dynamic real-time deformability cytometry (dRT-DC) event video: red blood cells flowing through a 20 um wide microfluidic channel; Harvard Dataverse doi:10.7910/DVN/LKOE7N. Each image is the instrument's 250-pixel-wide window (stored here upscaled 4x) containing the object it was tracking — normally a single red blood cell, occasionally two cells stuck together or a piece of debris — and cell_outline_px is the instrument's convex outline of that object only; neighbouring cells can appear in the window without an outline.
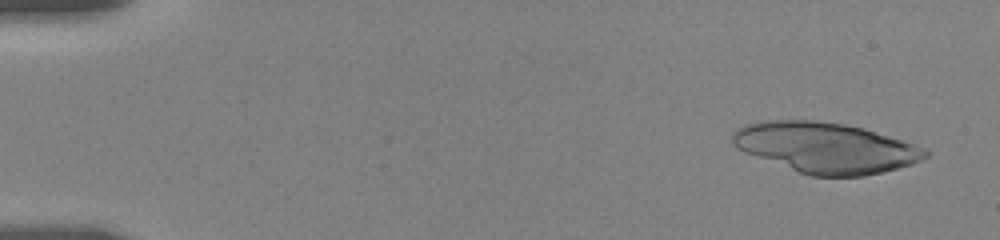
{"species": "human", "species_latin": "Homo sapiens", "temperature_condition": "room temperature", "stored_images_in_passage": 27, "camera_frame_rate_fps": 3000, "um_per_image_px": 0.085, "donor": {"sex": "female"}, "frame": {"image": 1, "passage_image": 1, "time_ms": 0.0, "image_size_px": [1000, 240], "cell_outline_px": [[928, 156], [912, 164], [884, 172], [864, 176], [812, 176], [800, 172], [744, 152], [736, 148], [732, 144], [732, 132], [736, 128], [744, 124], [760, 120], [816, 120], [844, 124], [864, 128], [924, 148], [928, 152]], "centroid_in_image_um": [70.13, 12.54], "position_along_channel_um": 14.9, "area_um2": 56.53}, "authors_computed_cell_mechanics": {"area_um2": 31.7322, "velocity_mm_per_s": 3.6188, "shape_relaxation_time_tau1_ms": 5.7973, "shape_relaxation_time_tau2_ms": 2.0804, "deformation_change_tau1": 0.3648, "deformation_change_tau2": 0.1258}}